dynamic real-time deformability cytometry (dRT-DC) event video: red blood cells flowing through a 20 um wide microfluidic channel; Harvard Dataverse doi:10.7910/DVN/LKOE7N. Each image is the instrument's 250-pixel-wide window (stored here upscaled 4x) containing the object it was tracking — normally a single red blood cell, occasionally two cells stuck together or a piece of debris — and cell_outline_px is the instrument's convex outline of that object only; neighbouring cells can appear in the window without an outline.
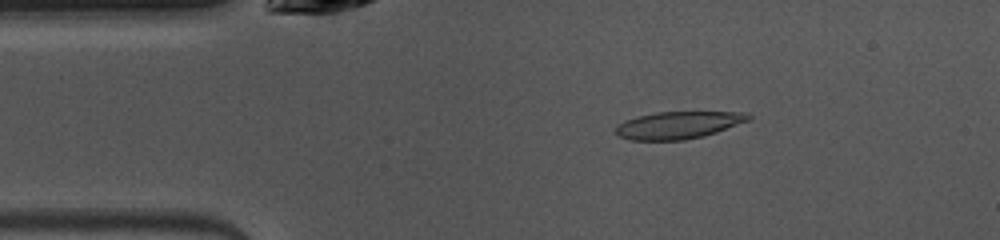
{"species": "common noctule bat (a hibernating species)", "species_latin": "Nyctalus noctula", "temperature_condition": "warm", "stored_images_in_passage": 48, "camera_frame_rate_fps": 3000, "um_per_image_px": 0.085, "animal": {"sex": "female", "body_mass_g": 10.0, "forearm_length_mm": 53.1}, "frame": {"image": 1, "passage_image": 7, "time_ms": 2.0, "image_size_px": [1000, 240], "cell_outline_px": [[752, 116], [748, 120], [716, 132], [704, 136], [684, 140], [628, 140], [612, 132], [616, 124], [624, 120], [636, 116], [656, 112], [748, 112]], "centroid_in_image_um": [57.57, 10.63], "position_along_channel_um": 27.4, "area_um2": 21.27}}
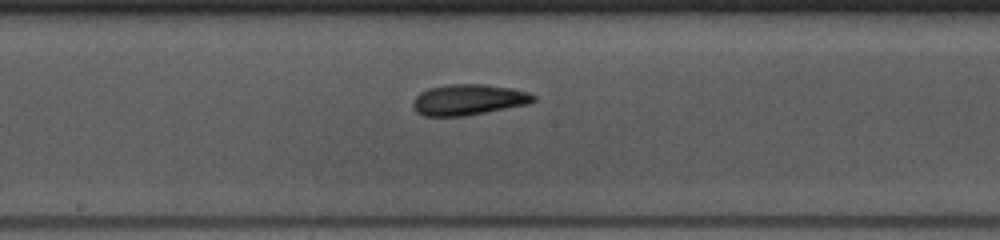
{"frame": {"image": 2, "passage_image": 23, "time_ms": 7.333, "image_size_px": [1000, 240], "cell_outline_px": [[536, 100], [528, 104], [464, 116], [424, 116], [416, 112], [412, 108], [412, 104], [416, 96], [420, 92], [428, 88], [452, 84], [484, 84], [508, 88], [528, 92], [536, 96]], "centroid_in_image_um": [39.79, 8.48], "position_along_channel_um": 208.4, "area_um2": 21.56}}
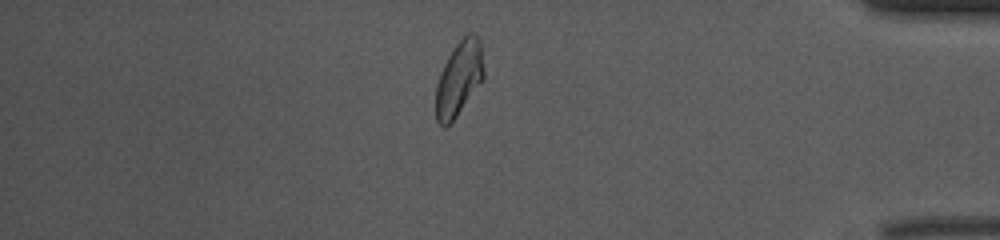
{"frame": {"image": 3, "passage_image": 40, "time_ms": 13.0, "image_size_px": [1000, 240], "cell_outline_px": [[484, 76], [456, 116], [444, 128], [436, 120], [436, 84], [440, 72], [448, 56], [456, 44], [468, 32], [472, 32], [476, 36], [480, 44], [484, 72]], "centroid_in_image_um": [38.98, 6.66], "position_along_channel_um": 396.2, "area_um2": 20.29}, "authors_computed_cell_mechanics": {"area_um2": 21.2704, "velocity_mm_per_s": 4.0011, "shape_relaxation_time_tau1_ms": 4.2805, "shape_relaxation_time_tau2_ms": 2.2768, "deformation_change_tau1": 0.1598, "deformation_change_tau2": 0.0924}}